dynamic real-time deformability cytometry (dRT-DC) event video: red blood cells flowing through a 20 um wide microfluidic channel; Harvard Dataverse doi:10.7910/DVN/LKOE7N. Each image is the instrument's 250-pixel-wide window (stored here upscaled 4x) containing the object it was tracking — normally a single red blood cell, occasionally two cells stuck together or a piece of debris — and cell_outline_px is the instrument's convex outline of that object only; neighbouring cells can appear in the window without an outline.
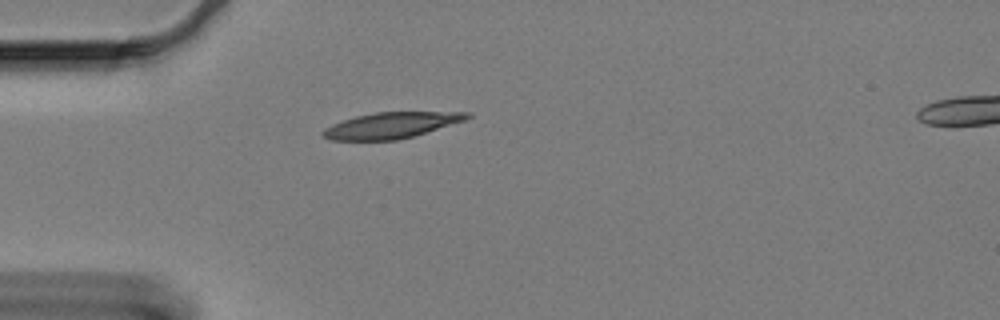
{"species": "Egyptian fruit bat (a non-hibernating species)", "species_latin": "Rousettus aegyptiacus", "temperature_condition": "cold", "stored_images_in_passage": 45, "camera_frame_rate_fps": 3000, "um_per_image_px": 0.085, "animal": {"sex": "female"}, "frame": {"image": 1, "passage_image": 1, "time_ms": 0.0, "image_size_px": [1000, 320], "cell_outline_px": [[472, 116], [464, 120], [412, 136], [396, 140], [332, 140], [324, 136], [320, 132], [324, 128], [332, 124], [356, 116], [376, 112], [472, 112]], "centroid_in_image_um": [33.22, 10.64], "position_along_channel_um": 51.8, "area_um2": 21.44}}
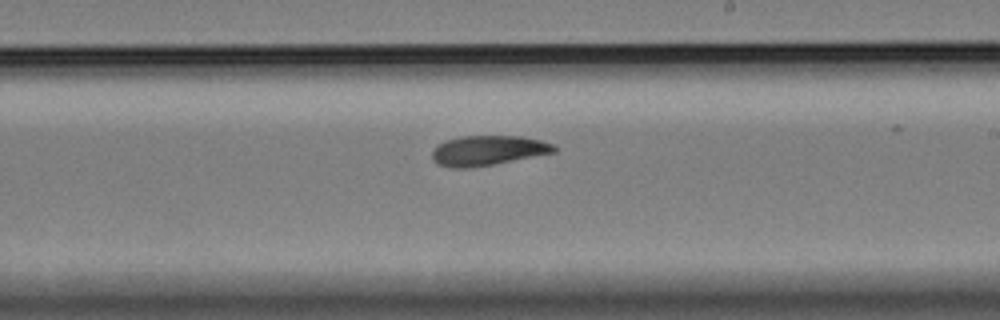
{"frame": {"image": 2, "passage_image": 20, "time_ms": 6.333, "image_size_px": [1000, 320], "cell_outline_px": [[556, 152], [492, 164], [468, 168], [452, 168], [436, 164], [432, 160], [432, 148], [436, 144], [460, 136], [520, 136], [540, 140], [556, 144]], "centroid_in_image_um": [41.43, 12.79], "position_along_channel_um": 247.6, "area_um2": 21.33}}
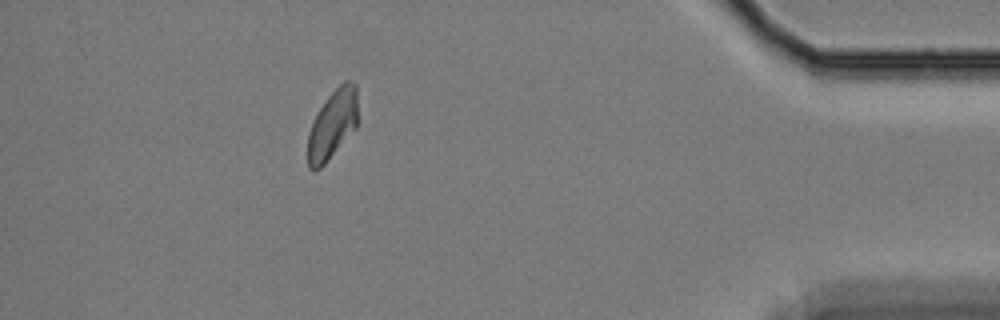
{"frame": {"image": 3, "passage_image": 39, "time_ms": 12.667, "image_size_px": [1000, 320], "cell_outline_px": [[360, 120], [356, 128], [324, 164], [320, 168], [308, 168], [308, 132], [320, 108], [328, 96], [344, 80], [352, 80], [356, 84]], "centroid_in_image_um": [28.33, 10.52], "position_along_channel_um": 406.9, "area_um2": 20.29}, "authors_computed_cell_mechanics": {"area_um2": 21.2126, "velocity_mm_per_s": 3.2514, "shape_relaxation_time_tau1_ms": 5.5485, "shape_relaxation_time_tau2_ms": 4.6473, "deformation_change_tau1": 0.1519, "deformation_change_tau2": 0.0909}}